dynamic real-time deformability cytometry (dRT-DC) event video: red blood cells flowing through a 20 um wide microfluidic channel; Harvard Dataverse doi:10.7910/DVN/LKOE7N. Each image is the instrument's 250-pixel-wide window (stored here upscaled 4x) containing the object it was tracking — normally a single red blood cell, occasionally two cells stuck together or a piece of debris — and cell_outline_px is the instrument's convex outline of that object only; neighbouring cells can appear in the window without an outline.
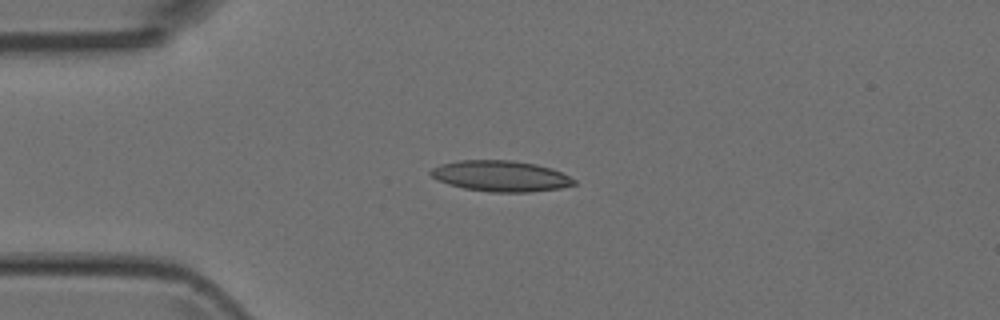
{"species": "Egyptian fruit bat (a non-hibernating species)", "species_latin": "Rousettus aegyptiacus", "temperature_condition": "room temperature", "stored_images_in_passage": 5, "camera_frame_rate_fps": 3000, "um_per_image_px": 0.085, "animal": {"sex": "female"}, "frame": {"image": 1, "passage_image": 3, "time_ms": 3.0, "image_size_px": [1000, 320], "cell_outline_px": [[576, 184], [560, 188], [528, 192], [492, 192], [464, 188], [448, 184], [436, 180], [428, 172], [432, 168], [440, 164], [456, 160], [512, 160], [536, 164], [552, 168], [576, 180]], "centroid_in_image_um": [42.53, 14.96], "position_along_channel_um": 42.5, "area_um2": 25.84}}
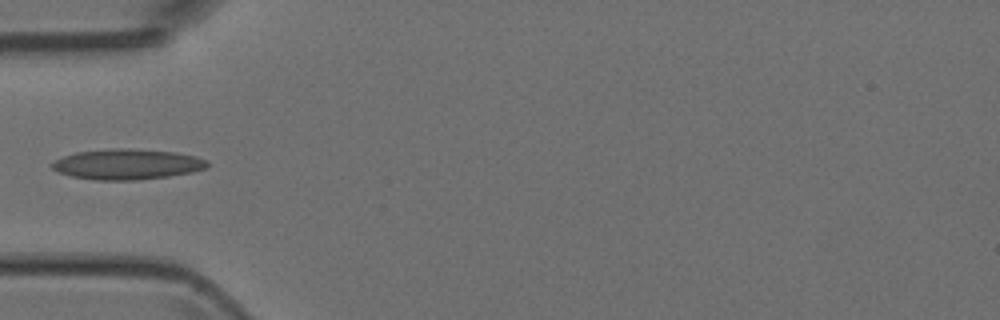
{"frame": {"image": 2, "passage_image": 4, "time_ms": 4.333, "image_size_px": [1000, 320], "cell_outline_px": [[208, 168], [192, 172], [168, 176], [136, 180], [96, 180], [72, 176], [56, 172], [52, 168], [52, 164], [56, 160], [64, 156], [76, 152], [112, 148], [128, 148], [176, 152], [196, 156], [208, 160]], "centroid_in_image_um": [10.83, 13.96], "position_along_channel_um": 74.2, "area_um2": 27.63}}
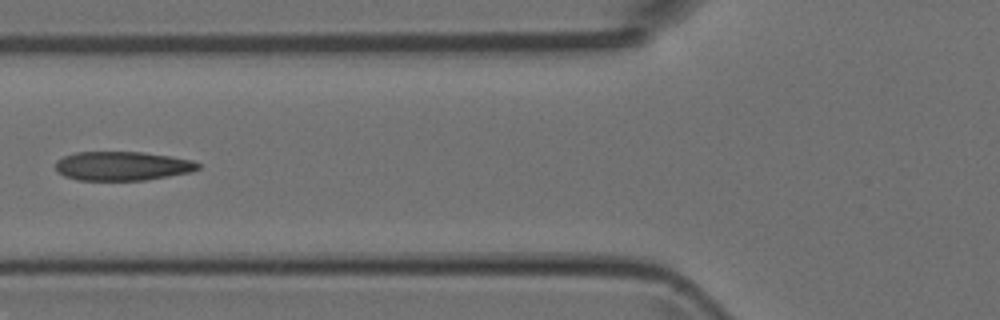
{"frame": {"image": 3, "passage_image": 5, "time_ms": 5.333, "image_size_px": [1000, 320], "cell_outline_px": [[200, 168], [192, 172], [144, 180], [76, 180], [64, 176], [56, 172], [56, 160], [64, 156], [76, 152], [144, 152], [192, 160], [200, 164]], "centroid_in_image_um": [10.37, 14.11], "position_along_channel_um": 115.4, "area_um2": 24.16}}